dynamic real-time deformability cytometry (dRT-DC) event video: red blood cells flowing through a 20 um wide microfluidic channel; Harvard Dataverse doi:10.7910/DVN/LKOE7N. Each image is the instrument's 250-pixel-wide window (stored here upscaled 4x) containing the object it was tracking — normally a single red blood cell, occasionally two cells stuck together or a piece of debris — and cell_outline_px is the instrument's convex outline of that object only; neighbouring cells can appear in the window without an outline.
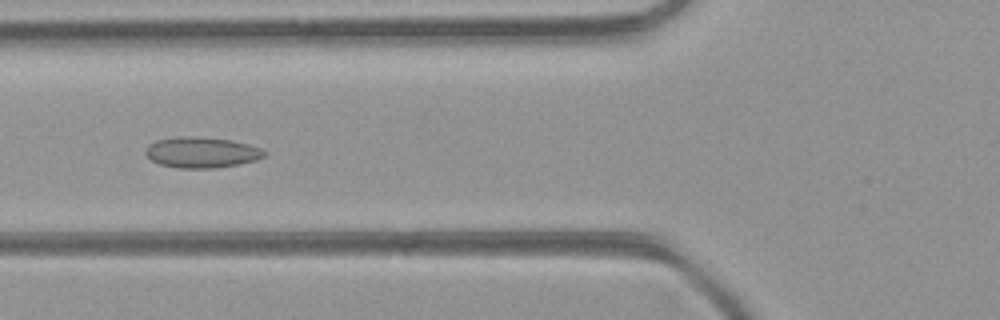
{"species": "common noctule bat (a hibernating species)", "species_latin": "Nyctalus noctula", "temperature_condition": "room temperature", "stored_images_in_passage": 47, "camera_frame_rate_fps": 3000, "um_per_image_px": 0.085, "animal": {"sex": "female", "body_mass_g": 21.9}, "frame": {"image": 1, "passage_image": 17, "time_ms": 5.333, "image_size_px": [1000, 320], "cell_outline_px": [[268, 152], [264, 156], [256, 160], [240, 164], [216, 168], [180, 168], [160, 164], [152, 160], [144, 152], [156, 140], [184, 136], [188, 136], [232, 140], [248, 144], [260, 148]], "centroid_in_image_um": [17.19, 12.96], "position_along_channel_um": 108.6, "area_um2": 21.04}}
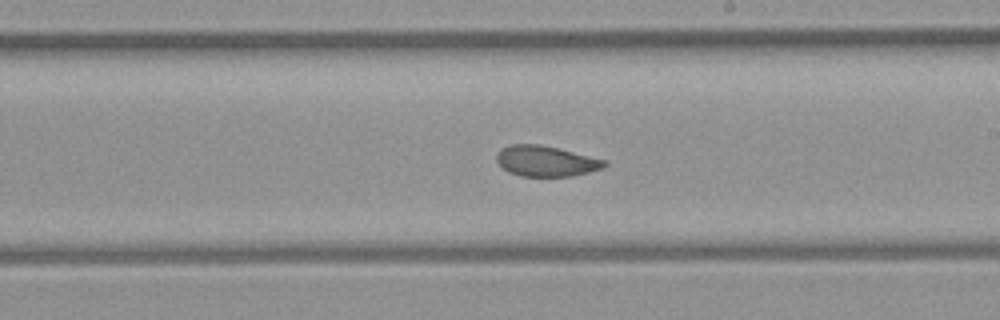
{"frame": {"image": 2, "passage_image": 26, "time_ms": 8.333, "image_size_px": [1000, 320], "cell_outline_px": [[608, 164], [604, 168], [572, 176], [520, 176], [508, 172], [496, 160], [496, 156], [500, 148], [512, 144], [540, 144], [560, 148], [604, 160]], "centroid_in_image_um": [46.39, 13.68], "position_along_channel_um": 242.6, "area_um2": 19.25}}
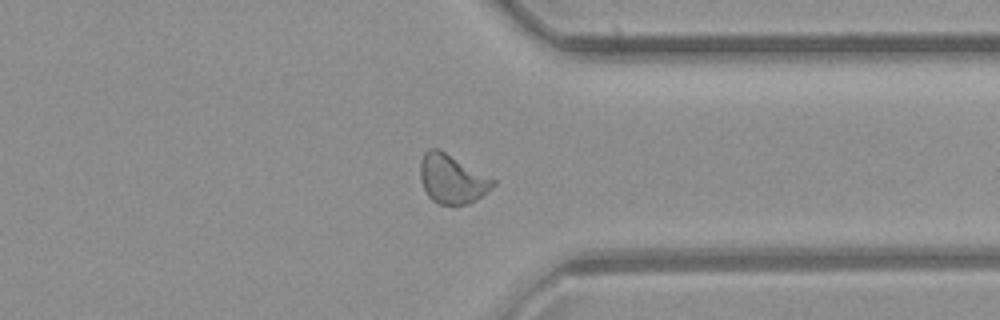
{"frame": {"image": 3, "passage_image": 35, "time_ms": 11.333, "image_size_px": [1000, 320], "cell_outline_px": [[496, 184], [492, 188], [476, 200], [468, 204], [440, 204], [432, 200], [428, 196], [420, 180], [420, 160], [424, 152], [428, 148], [440, 148], [496, 180]], "centroid_in_image_um": [38.41, 15.18], "position_along_channel_um": 373.0, "area_um2": 20.98}, "authors_computed_cell_mechanics": {"area_um2": 21.0392, "velocity_mm_per_s": 4.456, "shape_relaxation_time_tau1_ms": null, "shape_relaxation_time_tau2_ms": 2.1344, "deformation_change_tau1": null, "deformation_change_tau2": 0.0647}}